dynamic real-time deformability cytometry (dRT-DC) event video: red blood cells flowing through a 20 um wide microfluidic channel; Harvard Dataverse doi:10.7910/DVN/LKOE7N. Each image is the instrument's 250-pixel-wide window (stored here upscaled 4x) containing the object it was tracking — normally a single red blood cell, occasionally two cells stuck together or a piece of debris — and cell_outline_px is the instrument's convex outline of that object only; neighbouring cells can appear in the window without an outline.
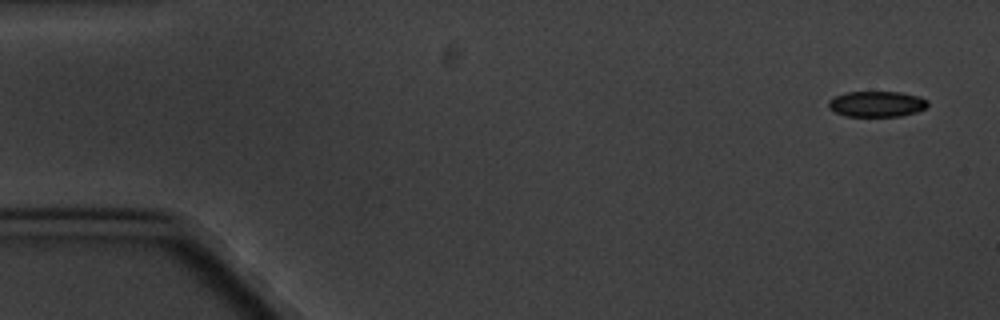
{"species": "common noctule bat (a hibernating species)", "species_latin": "Nyctalus noctula", "temperature_condition": "cold", "stored_images_in_passage": 4, "camera_frame_rate_fps": 3000, "um_per_image_px": 0.085, "animal": {"sex": "male", "body_mass_g": 20.1, "forearm_length_mm": 53.5}, "frame": {"image": 1, "passage_image": 1, "time_ms": 0.0, "image_size_px": [1000, 320], "cell_outline_px": [[928, 104], [924, 108], [916, 112], [900, 116], [844, 116], [828, 108], [828, 100], [836, 96], [848, 92], [900, 92], [920, 96], [928, 100]], "centroid_in_image_um": [74.52, 8.84], "position_along_channel_um": 10.5, "area_um2": 14.85}}
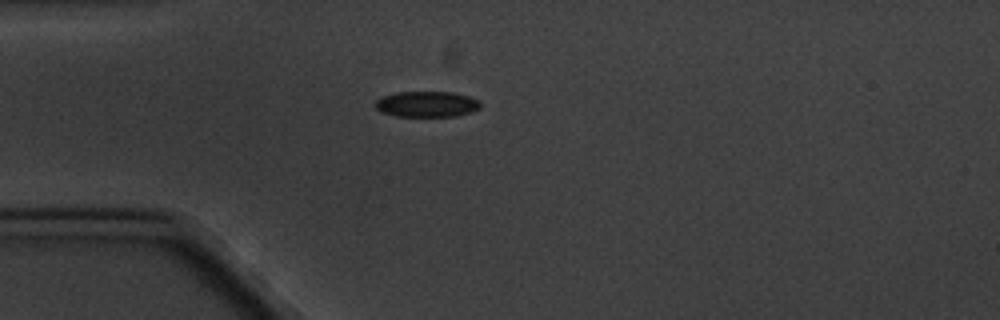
{"frame": {"image": 2, "passage_image": 4, "time_ms": 4.333, "image_size_px": [1000, 320], "cell_outline_px": [[480, 108], [472, 112], [456, 116], [396, 116], [380, 112], [376, 108], [376, 100], [384, 96], [396, 92], [452, 92], [468, 96], [480, 100]], "centroid_in_image_um": [36.3, 8.85], "position_along_channel_um": 48.7, "area_um2": 15.78}}